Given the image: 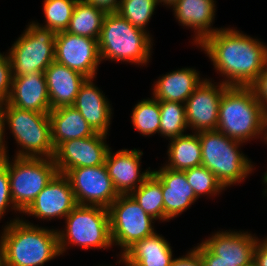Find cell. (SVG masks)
<instances>
[{
	"mask_svg": "<svg viewBox=\"0 0 267 266\" xmlns=\"http://www.w3.org/2000/svg\"><path fill=\"white\" fill-rule=\"evenodd\" d=\"M52 143L56 149L64 141L96 134L81 113L73 106H63L49 112Z\"/></svg>",
	"mask_w": 267,
	"mask_h": 266,
	"instance_id": "cell-23",
	"label": "cell"
},
{
	"mask_svg": "<svg viewBox=\"0 0 267 266\" xmlns=\"http://www.w3.org/2000/svg\"><path fill=\"white\" fill-rule=\"evenodd\" d=\"M265 129L266 114L252 89L228 86L221 97L216 130L242 143Z\"/></svg>",
	"mask_w": 267,
	"mask_h": 266,
	"instance_id": "cell-3",
	"label": "cell"
},
{
	"mask_svg": "<svg viewBox=\"0 0 267 266\" xmlns=\"http://www.w3.org/2000/svg\"><path fill=\"white\" fill-rule=\"evenodd\" d=\"M153 172L161 179L164 220L176 217L197 199L184 171L171 170L164 166Z\"/></svg>",
	"mask_w": 267,
	"mask_h": 266,
	"instance_id": "cell-20",
	"label": "cell"
},
{
	"mask_svg": "<svg viewBox=\"0 0 267 266\" xmlns=\"http://www.w3.org/2000/svg\"><path fill=\"white\" fill-rule=\"evenodd\" d=\"M10 57L0 53V101L6 102L9 98L13 75Z\"/></svg>",
	"mask_w": 267,
	"mask_h": 266,
	"instance_id": "cell-34",
	"label": "cell"
},
{
	"mask_svg": "<svg viewBox=\"0 0 267 266\" xmlns=\"http://www.w3.org/2000/svg\"><path fill=\"white\" fill-rule=\"evenodd\" d=\"M194 69L185 68L162 76L154 87V98L158 101H176L185 104L194 90L203 82Z\"/></svg>",
	"mask_w": 267,
	"mask_h": 266,
	"instance_id": "cell-25",
	"label": "cell"
},
{
	"mask_svg": "<svg viewBox=\"0 0 267 266\" xmlns=\"http://www.w3.org/2000/svg\"><path fill=\"white\" fill-rule=\"evenodd\" d=\"M168 153L170 163L165 167L171 170L184 171L201 165L202 152L199 132L172 139Z\"/></svg>",
	"mask_w": 267,
	"mask_h": 266,
	"instance_id": "cell-26",
	"label": "cell"
},
{
	"mask_svg": "<svg viewBox=\"0 0 267 266\" xmlns=\"http://www.w3.org/2000/svg\"><path fill=\"white\" fill-rule=\"evenodd\" d=\"M160 106L157 99H144L132 112V123L143 135L160 133Z\"/></svg>",
	"mask_w": 267,
	"mask_h": 266,
	"instance_id": "cell-30",
	"label": "cell"
},
{
	"mask_svg": "<svg viewBox=\"0 0 267 266\" xmlns=\"http://www.w3.org/2000/svg\"><path fill=\"white\" fill-rule=\"evenodd\" d=\"M9 203L13 204L10 194V181L7 165L0 160V218L5 213Z\"/></svg>",
	"mask_w": 267,
	"mask_h": 266,
	"instance_id": "cell-35",
	"label": "cell"
},
{
	"mask_svg": "<svg viewBox=\"0 0 267 266\" xmlns=\"http://www.w3.org/2000/svg\"><path fill=\"white\" fill-rule=\"evenodd\" d=\"M64 175L70 182L78 205L108 208L119 196L105 164L73 168Z\"/></svg>",
	"mask_w": 267,
	"mask_h": 266,
	"instance_id": "cell-12",
	"label": "cell"
},
{
	"mask_svg": "<svg viewBox=\"0 0 267 266\" xmlns=\"http://www.w3.org/2000/svg\"><path fill=\"white\" fill-rule=\"evenodd\" d=\"M106 14L105 10L78 0L66 32L98 40Z\"/></svg>",
	"mask_w": 267,
	"mask_h": 266,
	"instance_id": "cell-27",
	"label": "cell"
},
{
	"mask_svg": "<svg viewBox=\"0 0 267 266\" xmlns=\"http://www.w3.org/2000/svg\"><path fill=\"white\" fill-rule=\"evenodd\" d=\"M6 103L22 110L49 113L51 105L44 72L13 77Z\"/></svg>",
	"mask_w": 267,
	"mask_h": 266,
	"instance_id": "cell-18",
	"label": "cell"
},
{
	"mask_svg": "<svg viewBox=\"0 0 267 266\" xmlns=\"http://www.w3.org/2000/svg\"><path fill=\"white\" fill-rule=\"evenodd\" d=\"M65 218L66 233L57 232L60 254L65 251L66 240L83 249L107 248L112 245L107 208L77 205Z\"/></svg>",
	"mask_w": 267,
	"mask_h": 266,
	"instance_id": "cell-8",
	"label": "cell"
},
{
	"mask_svg": "<svg viewBox=\"0 0 267 266\" xmlns=\"http://www.w3.org/2000/svg\"><path fill=\"white\" fill-rule=\"evenodd\" d=\"M200 46L214 67L226 75L227 86L249 87L267 64V47L237 30L219 29Z\"/></svg>",
	"mask_w": 267,
	"mask_h": 266,
	"instance_id": "cell-1",
	"label": "cell"
},
{
	"mask_svg": "<svg viewBox=\"0 0 267 266\" xmlns=\"http://www.w3.org/2000/svg\"><path fill=\"white\" fill-rule=\"evenodd\" d=\"M188 184L193 188L196 197L202 194H216L225 189L215 174L203 165L184 170Z\"/></svg>",
	"mask_w": 267,
	"mask_h": 266,
	"instance_id": "cell-33",
	"label": "cell"
},
{
	"mask_svg": "<svg viewBox=\"0 0 267 266\" xmlns=\"http://www.w3.org/2000/svg\"><path fill=\"white\" fill-rule=\"evenodd\" d=\"M246 266H257V265H256L255 262L253 261V262L249 263V264L246 265Z\"/></svg>",
	"mask_w": 267,
	"mask_h": 266,
	"instance_id": "cell-43",
	"label": "cell"
},
{
	"mask_svg": "<svg viewBox=\"0 0 267 266\" xmlns=\"http://www.w3.org/2000/svg\"><path fill=\"white\" fill-rule=\"evenodd\" d=\"M142 154L140 150L124 149L112 155L109 149L105 167L118 194H130L151 175L152 171L140 173L139 162Z\"/></svg>",
	"mask_w": 267,
	"mask_h": 266,
	"instance_id": "cell-17",
	"label": "cell"
},
{
	"mask_svg": "<svg viewBox=\"0 0 267 266\" xmlns=\"http://www.w3.org/2000/svg\"><path fill=\"white\" fill-rule=\"evenodd\" d=\"M258 242L257 240L253 261L257 266H267V239H265L264 242Z\"/></svg>",
	"mask_w": 267,
	"mask_h": 266,
	"instance_id": "cell-38",
	"label": "cell"
},
{
	"mask_svg": "<svg viewBox=\"0 0 267 266\" xmlns=\"http://www.w3.org/2000/svg\"><path fill=\"white\" fill-rule=\"evenodd\" d=\"M8 158L2 161L8 168L13 208L24 212L58 171L53 158L16 157L13 164Z\"/></svg>",
	"mask_w": 267,
	"mask_h": 266,
	"instance_id": "cell-6",
	"label": "cell"
},
{
	"mask_svg": "<svg viewBox=\"0 0 267 266\" xmlns=\"http://www.w3.org/2000/svg\"><path fill=\"white\" fill-rule=\"evenodd\" d=\"M91 80L87 78L80 86L73 107L81 113L96 133L107 135L112 114L110 104Z\"/></svg>",
	"mask_w": 267,
	"mask_h": 266,
	"instance_id": "cell-21",
	"label": "cell"
},
{
	"mask_svg": "<svg viewBox=\"0 0 267 266\" xmlns=\"http://www.w3.org/2000/svg\"><path fill=\"white\" fill-rule=\"evenodd\" d=\"M51 110L73 106L85 77L80 72L53 61L44 71Z\"/></svg>",
	"mask_w": 267,
	"mask_h": 266,
	"instance_id": "cell-19",
	"label": "cell"
},
{
	"mask_svg": "<svg viewBox=\"0 0 267 266\" xmlns=\"http://www.w3.org/2000/svg\"><path fill=\"white\" fill-rule=\"evenodd\" d=\"M101 60L146 63L150 58L151 39L145 30L134 27L118 12H107L98 38Z\"/></svg>",
	"mask_w": 267,
	"mask_h": 266,
	"instance_id": "cell-4",
	"label": "cell"
},
{
	"mask_svg": "<svg viewBox=\"0 0 267 266\" xmlns=\"http://www.w3.org/2000/svg\"><path fill=\"white\" fill-rule=\"evenodd\" d=\"M56 32L32 23L9 53L13 77L44 72L55 61Z\"/></svg>",
	"mask_w": 267,
	"mask_h": 266,
	"instance_id": "cell-9",
	"label": "cell"
},
{
	"mask_svg": "<svg viewBox=\"0 0 267 266\" xmlns=\"http://www.w3.org/2000/svg\"><path fill=\"white\" fill-rule=\"evenodd\" d=\"M106 135L96 133L81 139L64 141L56 149L53 156L58 173L80 167H94L105 164L110 148L103 141Z\"/></svg>",
	"mask_w": 267,
	"mask_h": 266,
	"instance_id": "cell-14",
	"label": "cell"
},
{
	"mask_svg": "<svg viewBox=\"0 0 267 266\" xmlns=\"http://www.w3.org/2000/svg\"><path fill=\"white\" fill-rule=\"evenodd\" d=\"M77 205L68 178L57 173L23 213L50 220L66 217Z\"/></svg>",
	"mask_w": 267,
	"mask_h": 266,
	"instance_id": "cell-16",
	"label": "cell"
},
{
	"mask_svg": "<svg viewBox=\"0 0 267 266\" xmlns=\"http://www.w3.org/2000/svg\"><path fill=\"white\" fill-rule=\"evenodd\" d=\"M109 213L110 235L125 252L136 241L152 234V216L147 214L130 194H119L107 208Z\"/></svg>",
	"mask_w": 267,
	"mask_h": 266,
	"instance_id": "cell-10",
	"label": "cell"
},
{
	"mask_svg": "<svg viewBox=\"0 0 267 266\" xmlns=\"http://www.w3.org/2000/svg\"><path fill=\"white\" fill-rule=\"evenodd\" d=\"M170 266H203L200 254L194 248L185 257L173 259Z\"/></svg>",
	"mask_w": 267,
	"mask_h": 266,
	"instance_id": "cell-37",
	"label": "cell"
},
{
	"mask_svg": "<svg viewBox=\"0 0 267 266\" xmlns=\"http://www.w3.org/2000/svg\"><path fill=\"white\" fill-rule=\"evenodd\" d=\"M5 108V121L17 143L23 148L15 157L53 158L55 149L49 113L22 110L7 103Z\"/></svg>",
	"mask_w": 267,
	"mask_h": 266,
	"instance_id": "cell-7",
	"label": "cell"
},
{
	"mask_svg": "<svg viewBox=\"0 0 267 266\" xmlns=\"http://www.w3.org/2000/svg\"><path fill=\"white\" fill-rule=\"evenodd\" d=\"M3 105H6V102L0 101V160L4 159L7 157V154L5 151L6 147L3 143V135H4V126H5V110L6 108L2 107Z\"/></svg>",
	"mask_w": 267,
	"mask_h": 266,
	"instance_id": "cell-40",
	"label": "cell"
},
{
	"mask_svg": "<svg viewBox=\"0 0 267 266\" xmlns=\"http://www.w3.org/2000/svg\"><path fill=\"white\" fill-rule=\"evenodd\" d=\"M173 7L180 23L197 30L195 43L200 44L206 37L218 31L209 28L215 15L214 0H178Z\"/></svg>",
	"mask_w": 267,
	"mask_h": 266,
	"instance_id": "cell-24",
	"label": "cell"
},
{
	"mask_svg": "<svg viewBox=\"0 0 267 266\" xmlns=\"http://www.w3.org/2000/svg\"><path fill=\"white\" fill-rule=\"evenodd\" d=\"M170 244L156 233L136 241L125 252L122 260L126 266H170L172 251Z\"/></svg>",
	"mask_w": 267,
	"mask_h": 266,
	"instance_id": "cell-22",
	"label": "cell"
},
{
	"mask_svg": "<svg viewBox=\"0 0 267 266\" xmlns=\"http://www.w3.org/2000/svg\"><path fill=\"white\" fill-rule=\"evenodd\" d=\"M57 232L13 220L0 240L2 266H43L60 255Z\"/></svg>",
	"mask_w": 267,
	"mask_h": 266,
	"instance_id": "cell-2",
	"label": "cell"
},
{
	"mask_svg": "<svg viewBox=\"0 0 267 266\" xmlns=\"http://www.w3.org/2000/svg\"><path fill=\"white\" fill-rule=\"evenodd\" d=\"M249 87L254 92L255 99L261 104L267 115V64Z\"/></svg>",
	"mask_w": 267,
	"mask_h": 266,
	"instance_id": "cell-36",
	"label": "cell"
},
{
	"mask_svg": "<svg viewBox=\"0 0 267 266\" xmlns=\"http://www.w3.org/2000/svg\"><path fill=\"white\" fill-rule=\"evenodd\" d=\"M199 140L201 165L213 172L224 188L240 182L253 169L248 158L238 151L240 141L231 139L218 130L199 132Z\"/></svg>",
	"mask_w": 267,
	"mask_h": 266,
	"instance_id": "cell-5",
	"label": "cell"
},
{
	"mask_svg": "<svg viewBox=\"0 0 267 266\" xmlns=\"http://www.w3.org/2000/svg\"><path fill=\"white\" fill-rule=\"evenodd\" d=\"M266 128H267V115H266ZM266 131H267V129H266ZM265 134H266V135H264V136H265V139H266V141H267V133L265 132Z\"/></svg>",
	"mask_w": 267,
	"mask_h": 266,
	"instance_id": "cell-42",
	"label": "cell"
},
{
	"mask_svg": "<svg viewBox=\"0 0 267 266\" xmlns=\"http://www.w3.org/2000/svg\"><path fill=\"white\" fill-rule=\"evenodd\" d=\"M140 207L154 219L164 220V202L161 179L152 171L151 175L130 193Z\"/></svg>",
	"mask_w": 267,
	"mask_h": 266,
	"instance_id": "cell-28",
	"label": "cell"
},
{
	"mask_svg": "<svg viewBox=\"0 0 267 266\" xmlns=\"http://www.w3.org/2000/svg\"><path fill=\"white\" fill-rule=\"evenodd\" d=\"M78 0H44L47 24L44 28L57 32L66 31Z\"/></svg>",
	"mask_w": 267,
	"mask_h": 266,
	"instance_id": "cell-31",
	"label": "cell"
},
{
	"mask_svg": "<svg viewBox=\"0 0 267 266\" xmlns=\"http://www.w3.org/2000/svg\"><path fill=\"white\" fill-rule=\"evenodd\" d=\"M214 86L207 79L194 90L185 102L188 127L198 132L216 130L218 126L219 106L224 90L228 87L224 81Z\"/></svg>",
	"mask_w": 267,
	"mask_h": 266,
	"instance_id": "cell-15",
	"label": "cell"
},
{
	"mask_svg": "<svg viewBox=\"0 0 267 266\" xmlns=\"http://www.w3.org/2000/svg\"><path fill=\"white\" fill-rule=\"evenodd\" d=\"M87 4L94 5L106 12H116L119 8L120 2L117 0H83Z\"/></svg>",
	"mask_w": 267,
	"mask_h": 266,
	"instance_id": "cell-39",
	"label": "cell"
},
{
	"mask_svg": "<svg viewBox=\"0 0 267 266\" xmlns=\"http://www.w3.org/2000/svg\"><path fill=\"white\" fill-rule=\"evenodd\" d=\"M158 1V3L159 2H163V3H165V4H167V5H174L178 0H157Z\"/></svg>",
	"mask_w": 267,
	"mask_h": 266,
	"instance_id": "cell-41",
	"label": "cell"
},
{
	"mask_svg": "<svg viewBox=\"0 0 267 266\" xmlns=\"http://www.w3.org/2000/svg\"><path fill=\"white\" fill-rule=\"evenodd\" d=\"M55 61L93 79L101 61L98 40L60 31L55 36Z\"/></svg>",
	"mask_w": 267,
	"mask_h": 266,
	"instance_id": "cell-13",
	"label": "cell"
},
{
	"mask_svg": "<svg viewBox=\"0 0 267 266\" xmlns=\"http://www.w3.org/2000/svg\"><path fill=\"white\" fill-rule=\"evenodd\" d=\"M160 133L174 139L183 135L188 127L186 122L185 104L176 101H159Z\"/></svg>",
	"mask_w": 267,
	"mask_h": 266,
	"instance_id": "cell-29",
	"label": "cell"
},
{
	"mask_svg": "<svg viewBox=\"0 0 267 266\" xmlns=\"http://www.w3.org/2000/svg\"><path fill=\"white\" fill-rule=\"evenodd\" d=\"M0 266H2V262H1V253H0Z\"/></svg>",
	"mask_w": 267,
	"mask_h": 266,
	"instance_id": "cell-45",
	"label": "cell"
},
{
	"mask_svg": "<svg viewBox=\"0 0 267 266\" xmlns=\"http://www.w3.org/2000/svg\"><path fill=\"white\" fill-rule=\"evenodd\" d=\"M256 242L248 233L218 232L195 249L203 266H246L253 262Z\"/></svg>",
	"mask_w": 267,
	"mask_h": 266,
	"instance_id": "cell-11",
	"label": "cell"
},
{
	"mask_svg": "<svg viewBox=\"0 0 267 266\" xmlns=\"http://www.w3.org/2000/svg\"><path fill=\"white\" fill-rule=\"evenodd\" d=\"M264 182L267 183V173L264 176Z\"/></svg>",
	"mask_w": 267,
	"mask_h": 266,
	"instance_id": "cell-44",
	"label": "cell"
},
{
	"mask_svg": "<svg viewBox=\"0 0 267 266\" xmlns=\"http://www.w3.org/2000/svg\"><path fill=\"white\" fill-rule=\"evenodd\" d=\"M118 12L124 19L128 20L134 27L145 30L149 22L157 0H120Z\"/></svg>",
	"mask_w": 267,
	"mask_h": 266,
	"instance_id": "cell-32",
	"label": "cell"
}]
</instances>
